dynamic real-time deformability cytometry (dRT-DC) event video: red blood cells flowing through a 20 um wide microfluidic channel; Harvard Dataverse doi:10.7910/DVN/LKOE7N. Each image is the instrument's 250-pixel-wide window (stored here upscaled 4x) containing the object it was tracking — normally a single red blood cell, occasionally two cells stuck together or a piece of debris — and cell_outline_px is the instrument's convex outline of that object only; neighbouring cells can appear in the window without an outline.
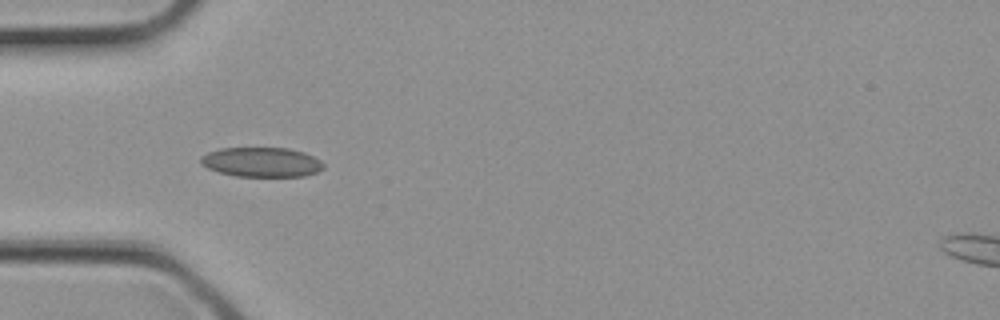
{"species": "common noctule bat (a hibernating species)", "species_latin": "Nyctalus noctula", "temperature_condition": "cold", "stored_images_in_passage": 1, "camera_frame_rate_fps": 3000, "um_per_image_px": 0.085, "animal": {"sex": "female", "body_mass_g": 21.9}, "frame": {"image": 1, "passage_image": 1, "time_ms": 0.0, "image_size_px": [1000, 320], "cell_outline_px": [[324, 168], [316, 172], [304, 176], [236, 176], [220, 172], [208, 168], [200, 164], [200, 156], [208, 152], [220, 148], [288, 148], [304, 152], [320, 160], [324, 164]], "centroid_in_image_um": [22.22, 13.77], "position_along_channel_um": 62.8, "area_um2": 21.15}}